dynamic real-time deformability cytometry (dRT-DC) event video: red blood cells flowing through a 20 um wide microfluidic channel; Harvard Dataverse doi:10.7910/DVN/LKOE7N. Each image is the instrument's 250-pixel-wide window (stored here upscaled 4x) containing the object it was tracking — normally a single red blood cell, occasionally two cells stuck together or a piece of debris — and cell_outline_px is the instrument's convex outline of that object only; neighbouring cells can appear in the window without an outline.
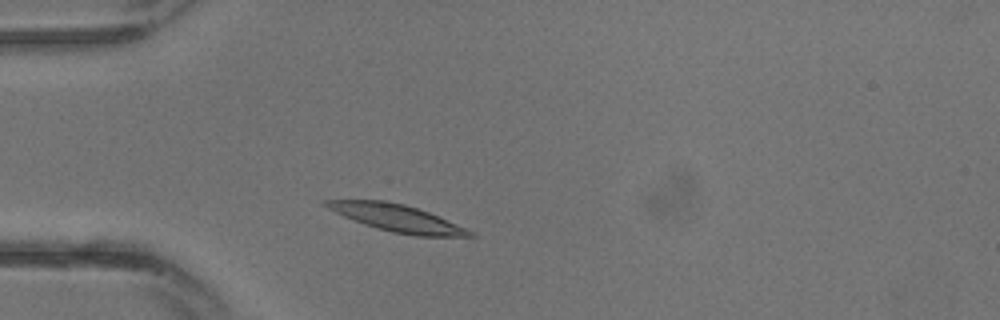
{"species": "common noctule bat (a hibernating species)", "species_latin": "Nyctalus noctula", "temperature_condition": "warm", "stored_images_in_passage": 25, "camera_frame_rate_fps": 3000, "um_per_image_px": 0.085, "animal": {"sex": "male", "body_mass_g": 13.3}, "frame": {"image": 1, "passage_image": 3, "time_ms": 0.667, "image_size_px": [1000, 320], "cell_outline_px": [[476, 236], [416, 236], [392, 232], [376, 228], [364, 224], [344, 216], [320, 204], [320, 200], [384, 200], [404, 204], [428, 212], [464, 228], [472, 232]], "centroid_in_image_um": [33.65, 18.52], "position_along_channel_um": 51.3, "area_um2": 22.25}}
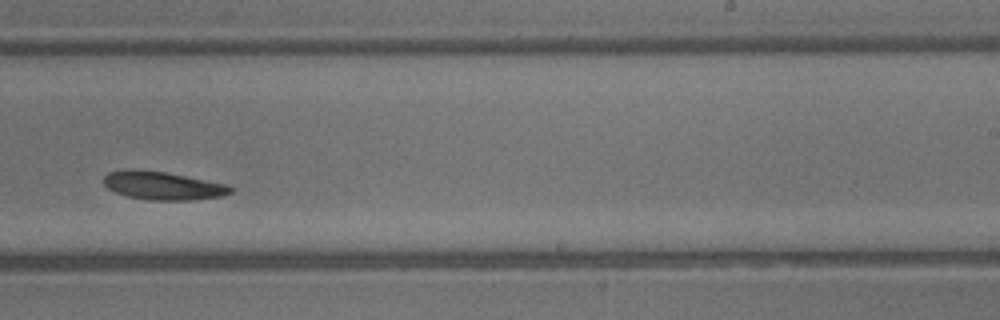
{"frame": {"image": 2, "passage_image": 14, "time_ms": 4.333, "image_size_px": [1000, 320], "cell_outline_px": [[232, 192], [220, 196], [192, 200], [148, 200], [128, 196], [116, 192], [108, 188], [104, 184], [104, 176], [108, 172], [124, 168], [128, 168], [164, 172], [228, 184], [232, 188]], "centroid_in_image_um": [13.81, 15.77], "position_along_channel_um": 275.2, "area_um2": 20.81}}
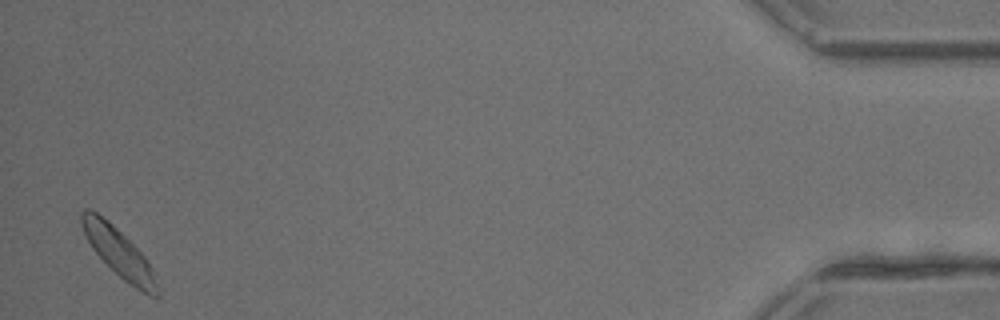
{"frame": {"image": 3, "passage_image": 25, "time_ms": 8.0, "image_size_px": [1000, 320], "cell_outline_px": [[160, 296], [148, 296], [124, 280], [92, 248], [80, 224], [80, 212], [84, 208], [88, 208], [96, 212], [108, 220], [144, 256], [156, 272], [160, 292]], "centroid_in_image_um": [10.14, 21.49], "position_along_channel_um": 425.1, "area_um2": 21.21}}